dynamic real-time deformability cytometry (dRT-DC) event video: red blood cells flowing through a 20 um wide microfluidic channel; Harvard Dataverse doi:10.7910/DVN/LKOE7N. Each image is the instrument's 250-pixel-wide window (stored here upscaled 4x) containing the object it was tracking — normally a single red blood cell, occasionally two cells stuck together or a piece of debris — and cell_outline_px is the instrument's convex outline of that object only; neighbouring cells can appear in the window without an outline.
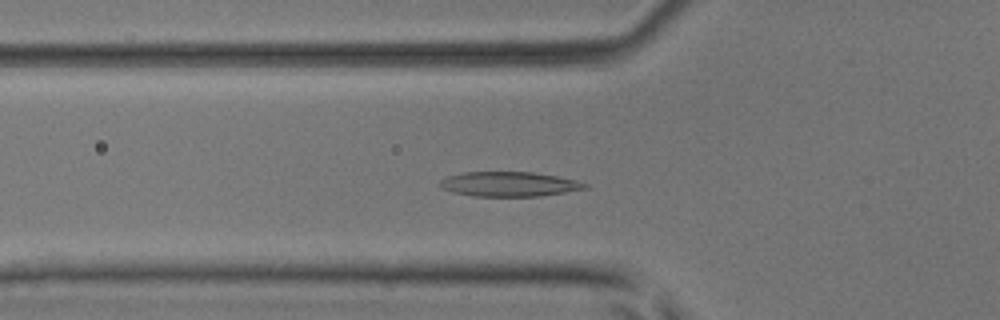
{"species": "common noctule bat (a hibernating species)", "species_latin": "Nyctalus noctula", "temperature_condition": "room temperature", "stored_images_in_passage": 52, "camera_frame_rate_fps": 3000, "um_per_image_px": 0.085, "animal": {"sex": "male", "body_mass_g": 17.9, "forearm_length_mm": 54.2}, "frame": {"image": 1, "passage_image": 19, "time_ms": 6.0, "image_size_px": [1000, 320], "cell_outline_px": [[588, 188], [540, 196], [476, 196], [456, 192], [440, 188], [440, 180], [448, 176], [464, 172], [532, 172], [556, 176], [576, 180], [588, 184]], "centroid_in_image_um": [43.29, 15.64], "position_along_channel_um": 82.5, "area_um2": 20.63}}
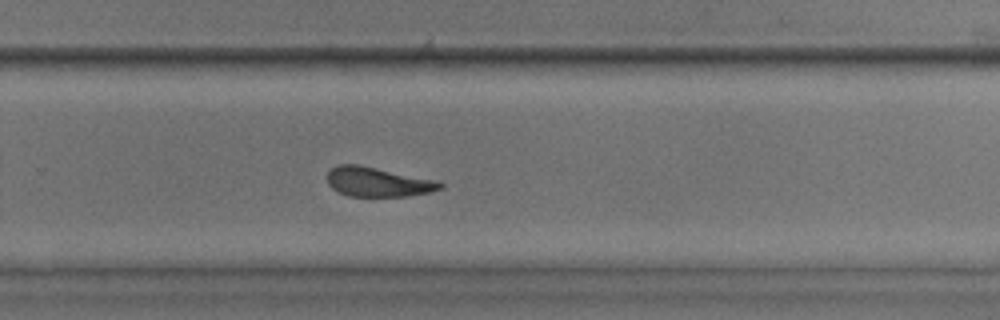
{"frame": {"image": 2, "passage_image": 35, "time_ms": 11.333, "image_size_px": [1000, 320], "cell_outline_px": [[444, 188], [428, 192], [408, 196], [348, 196], [332, 188], [328, 184], [328, 172], [336, 164], [356, 164], [440, 180], [444, 184]], "centroid_in_image_um": [32.16, 15.46], "position_along_channel_um": 297.6, "area_um2": 19.48}}
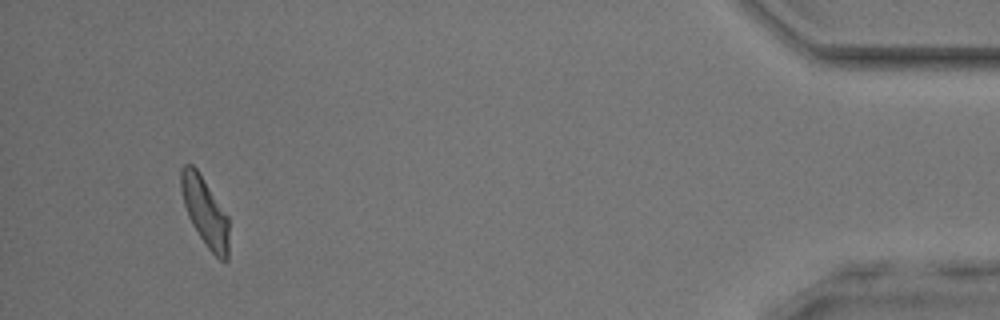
{"frame": {"image": 3, "passage_image": 49, "time_ms": 16.0, "image_size_px": [1000, 320], "cell_outline_px": [[228, 260], [220, 260], [208, 248], [192, 224], [188, 216], [184, 204], [180, 188], [180, 172], [184, 164], [192, 164], [196, 168], [228, 216]], "centroid_in_image_um": [17.41, 17.98], "position_along_channel_um": 417.8, "area_um2": 18.9}, "authors_computed_cell_mechanics": {"area_um2": 19.9988, "velocity_mm_per_s": 4.0409, "shape_relaxation_time_tau1_ms": 4.4235, "shape_relaxation_time_tau2_ms": 1.7999, "deformation_change_tau1": 0.1587, "deformation_change_tau2": 0.1098}}